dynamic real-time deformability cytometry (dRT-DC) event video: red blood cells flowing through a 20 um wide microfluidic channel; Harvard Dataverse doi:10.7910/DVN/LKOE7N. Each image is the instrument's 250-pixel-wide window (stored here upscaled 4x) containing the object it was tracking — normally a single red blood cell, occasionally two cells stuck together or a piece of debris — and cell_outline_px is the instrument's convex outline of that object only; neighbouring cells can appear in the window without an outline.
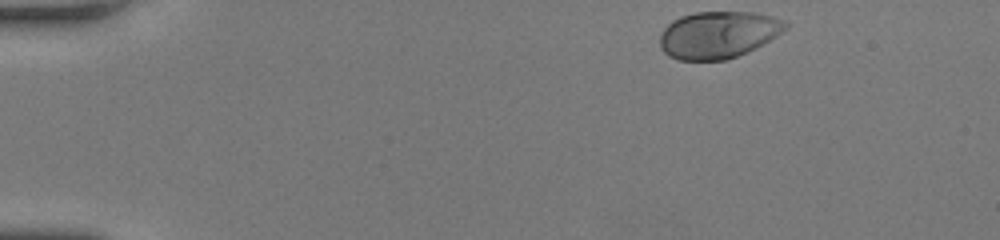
{"species": "human", "species_latin": "Homo sapiens", "temperature_condition": "room temperature", "stored_images_in_passage": 47, "camera_frame_rate_fps": 3000, "um_per_image_px": 0.085, "donor": {"sex": "female"}, "frame": {"image": 1, "passage_image": 1, "time_ms": 0.0, "image_size_px": [1000, 240], "cell_outline_px": [[788, 28], [764, 44], [748, 52], [724, 60], [680, 60], [668, 56], [660, 48], [660, 36], [664, 28], [672, 20], [680, 16], [696, 12], [756, 12], [772, 16], [784, 20], [788, 24]], "centroid_in_image_um": [61.06, 2.95], "position_along_channel_um": 23.9, "area_um2": 34.62}}
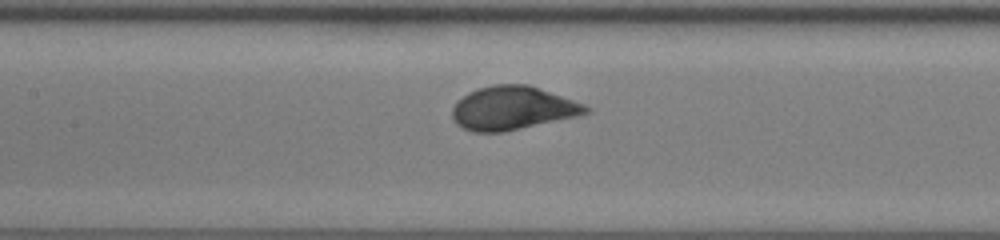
{"frame": {"image": 2, "passage_image": 20, "time_ms": 6.333, "image_size_px": [1000, 240], "cell_outline_px": [[592, 112], [580, 116], [504, 132], [472, 132], [456, 124], [452, 120], [452, 108], [456, 100], [468, 92], [492, 84], [528, 84], [584, 104], [592, 108]], "centroid_in_image_um": [43.57, 9.2], "position_along_channel_um": 163.8, "area_um2": 34.22}}
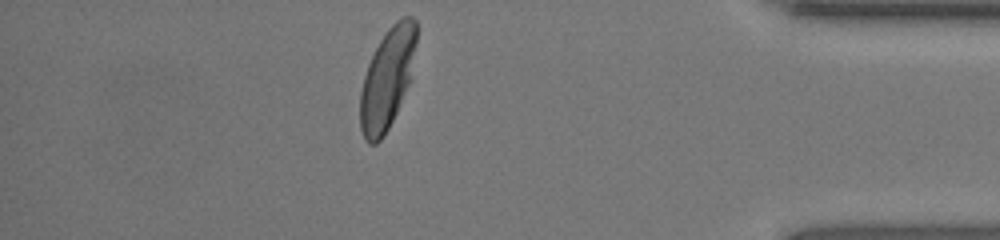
{"frame": {"image": 3, "passage_image": 41, "time_ms": 13.333, "image_size_px": [1000, 240], "cell_outline_px": [[416, 44], [408, 84], [396, 112], [388, 128], [380, 140], [376, 144], [368, 144], [364, 140], [360, 128], [360, 92], [364, 76], [368, 64], [380, 40], [388, 28], [400, 16], [412, 16], [416, 20]], "centroid_in_image_um": [32.89, 6.68], "position_along_channel_um": 402.3, "area_um2": 32.54}, "authors_computed_cell_mechanics": {"area_um2": 33.7552, "velocity_mm_per_s": 3.8907, "shape_relaxation_time_tau1_ms": 2.7728, "shape_relaxation_time_tau2_ms": null, "deformation_change_tau1": 0.1725, "deformation_change_tau2": null}}